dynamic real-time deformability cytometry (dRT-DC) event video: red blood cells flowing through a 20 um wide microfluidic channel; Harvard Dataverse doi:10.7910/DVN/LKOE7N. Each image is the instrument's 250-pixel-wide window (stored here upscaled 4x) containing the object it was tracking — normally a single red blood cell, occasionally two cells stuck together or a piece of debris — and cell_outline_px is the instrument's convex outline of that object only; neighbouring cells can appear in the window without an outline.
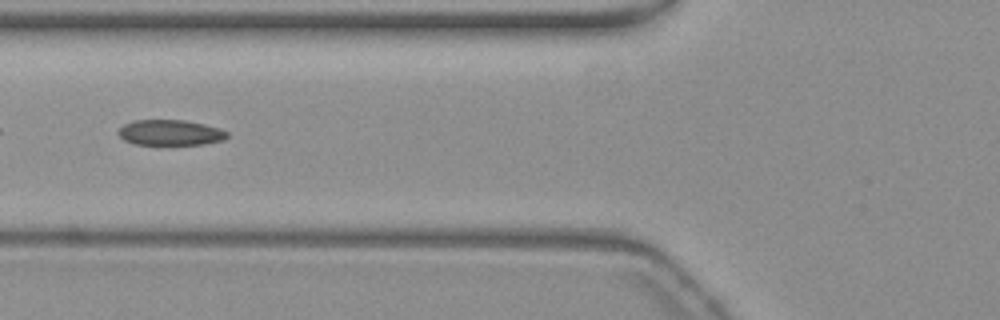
{"species": "common noctule bat (a hibernating species)", "species_latin": "Nyctalus noctula", "temperature_condition": "warm", "stored_images_in_passage": 53, "segment_of_instrument_passage": [2, 2], "camera_frame_rate_fps": 3000, "um_per_image_px": 0.085, "animal": {"sex": "female", "body_mass_g": 19.3, "forearm_length_mm": 54.1}, "frame": {"image": 1, "passage_image": 19, "time_ms": 6.0, "image_size_px": [1000, 320], "cell_outline_px": [[228, 136], [224, 140], [204, 144], [132, 144], [124, 140], [120, 136], [120, 128], [124, 124], [136, 120], [184, 120], [204, 124], [220, 128], [228, 132]], "centroid_in_image_um": [14.51, 11.27], "position_along_channel_um": 111.3, "area_um2": 16.07}}
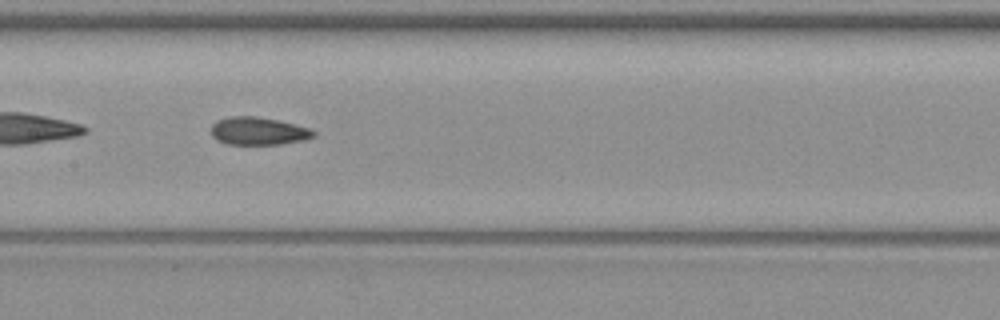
{"frame": {"image": 2, "passage_image": 25, "time_ms": 8.0, "image_size_px": [1000, 320], "cell_outline_px": [[316, 136], [304, 140], [280, 144], [228, 144], [216, 140], [212, 136], [212, 124], [216, 120], [228, 116], [256, 116], [280, 120], [312, 128], [316, 132]], "centroid_in_image_um": [21.99, 11.13], "position_along_channel_um": 185.4, "area_um2": 16.88}}
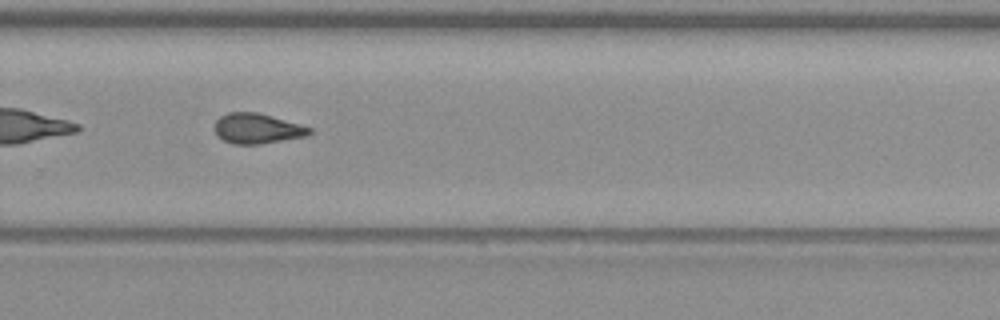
{"frame": {"image": 3, "passage_image": 35, "time_ms": 11.333, "image_size_px": [1000, 320], "cell_outline_px": [[312, 132], [308, 136], [260, 144], [232, 144], [224, 140], [216, 132], [216, 120], [220, 116], [228, 112], [256, 112], [272, 116], [300, 124], [312, 128]], "centroid_in_image_um": [21.9, 10.92], "position_along_channel_um": 307.9, "area_um2": 16.59}}